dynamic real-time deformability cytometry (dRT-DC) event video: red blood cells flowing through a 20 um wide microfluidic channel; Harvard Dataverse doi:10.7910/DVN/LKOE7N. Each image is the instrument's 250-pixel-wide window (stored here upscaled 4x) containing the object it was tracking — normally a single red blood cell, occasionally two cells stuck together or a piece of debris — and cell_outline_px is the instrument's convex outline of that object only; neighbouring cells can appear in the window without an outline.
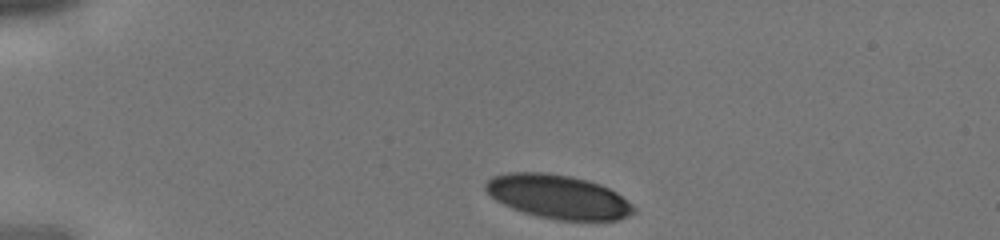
{"species": "human", "species_latin": "Homo sapiens", "temperature_condition": "cold", "stored_images_in_passage": 28, "camera_frame_rate_fps": 3000, "um_per_image_px": 0.085, "donor": {"sex": "male"}, "frame": {"image": 1, "passage_image": 1, "time_ms": 0.0, "image_size_px": [1000, 240], "cell_outline_px": [[636, 212], [628, 216], [616, 220], [560, 220], [540, 216], [524, 212], [512, 208], [496, 200], [484, 188], [484, 184], [492, 176], [508, 172], [544, 172], [572, 176], [588, 180], [600, 184], [616, 192], [632, 204], [636, 208]], "centroid_in_image_um": [47.45, 16.71], "position_along_channel_um": 37.5, "area_um2": 37.74}}
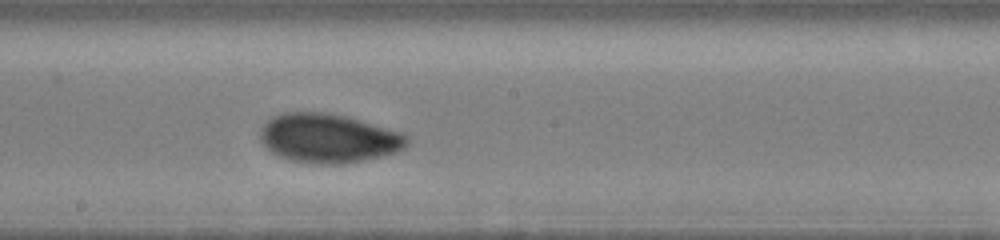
{"frame": {"image": 2, "passage_image": 16, "time_ms": 5.0, "image_size_px": [1000, 240], "cell_outline_px": [[408, 144], [404, 148], [396, 152], [364, 160], [344, 164], [320, 164], [292, 160], [280, 156], [272, 152], [260, 140], [260, 128], [272, 116], [284, 112], [324, 112], [344, 116], [404, 132], [408, 136]], "centroid_in_image_um": [27.93, 11.74], "position_along_channel_um": 220.3, "area_um2": 41.91}}
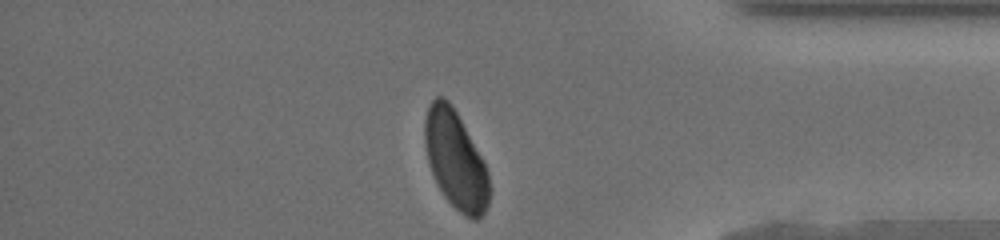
{"frame": {"image": 3, "passage_image": 28, "time_ms": 9.0, "image_size_px": [1000, 240], "cell_outline_px": [[492, 188], [488, 204], [484, 212], [476, 220], [472, 220], [464, 216], [444, 196], [428, 164], [424, 144], [424, 120], [428, 104], [436, 96], [444, 96], [452, 104], [484, 160], [488, 172]], "centroid_in_image_um": [38.73, 13.57], "position_along_channel_um": 396.5, "area_um2": 37.28}}